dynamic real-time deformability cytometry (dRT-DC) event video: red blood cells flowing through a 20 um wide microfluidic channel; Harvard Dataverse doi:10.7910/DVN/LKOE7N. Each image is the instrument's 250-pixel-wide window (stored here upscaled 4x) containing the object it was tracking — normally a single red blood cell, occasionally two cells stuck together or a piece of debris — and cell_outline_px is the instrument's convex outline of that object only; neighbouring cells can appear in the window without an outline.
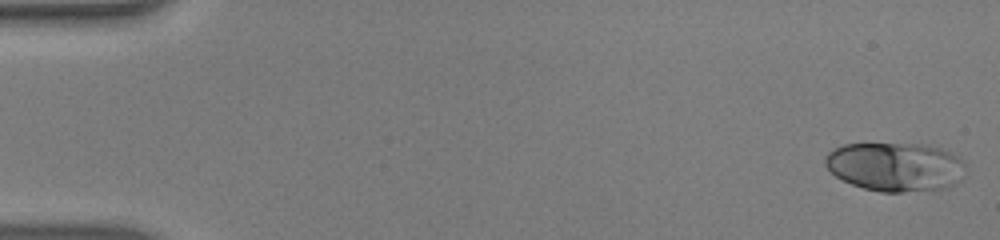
{"species": "human", "species_latin": "Homo sapiens", "temperature_condition": "warm", "stored_images_in_passage": 53, "camera_frame_rate_fps": 3000, "um_per_image_px": 0.085, "donor": {"sex": "male"}, "frame": {"image": 1, "passage_image": 1, "time_ms": 0.0, "image_size_px": [1000, 240], "cell_outline_px": [[964, 164], [960, 180], [956, 184], [948, 188], [900, 192], [880, 192], [864, 188], [852, 184], [836, 176], [824, 164], [824, 156], [828, 152], [844, 144], [920, 144], [940, 148], [964, 160]], "centroid_in_image_um": [76.09, 14.18], "position_along_channel_um": 8.9, "area_um2": 39.82}}
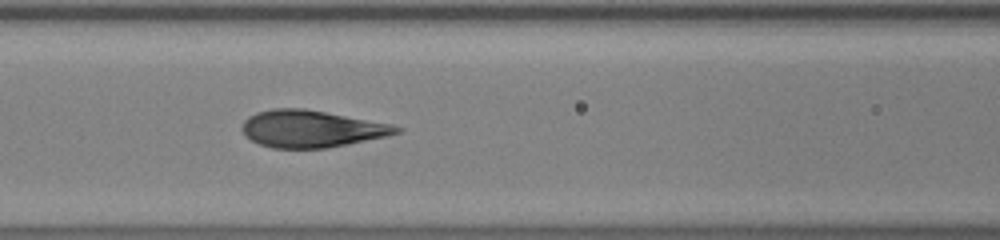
{"frame": {"image": 2, "passage_image": 23, "time_ms": 7.333, "image_size_px": [1000, 240], "cell_outline_px": [[404, 128], [400, 132], [388, 136], [328, 148], [272, 148], [260, 144], [244, 136], [240, 128], [244, 120], [248, 116], [256, 112], [272, 108], [304, 108], [392, 124]], "centroid_in_image_um": [26.45, 10.94], "position_along_channel_um": 140.2, "area_um2": 33.52}}
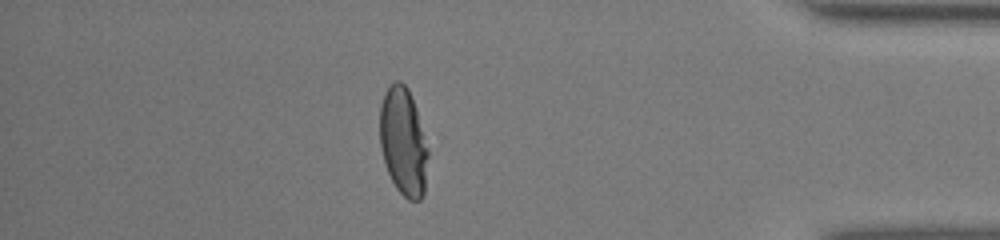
{"frame": {"image": 3, "passage_image": 46, "time_ms": 15.0, "image_size_px": [1000, 240], "cell_outline_px": [[428, 156], [424, 192], [420, 200], [408, 200], [396, 188], [388, 172], [384, 160], [380, 144], [380, 104], [384, 92], [392, 80], [400, 80], [408, 88], [428, 148]], "centroid_in_image_um": [34.26, 12.02], "position_along_channel_um": 400.9, "area_um2": 30.11}, "authors_computed_cell_mechanics": {"area_um2": 34.3332, "velocity_mm_per_s": 3.8788, "shape_relaxation_time_tau1_ms": 6.5689, "shape_relaxation_time_tau2_ms": null, "deformation_change_tau1": 0.2764, "deformation_change_tau2": null}}